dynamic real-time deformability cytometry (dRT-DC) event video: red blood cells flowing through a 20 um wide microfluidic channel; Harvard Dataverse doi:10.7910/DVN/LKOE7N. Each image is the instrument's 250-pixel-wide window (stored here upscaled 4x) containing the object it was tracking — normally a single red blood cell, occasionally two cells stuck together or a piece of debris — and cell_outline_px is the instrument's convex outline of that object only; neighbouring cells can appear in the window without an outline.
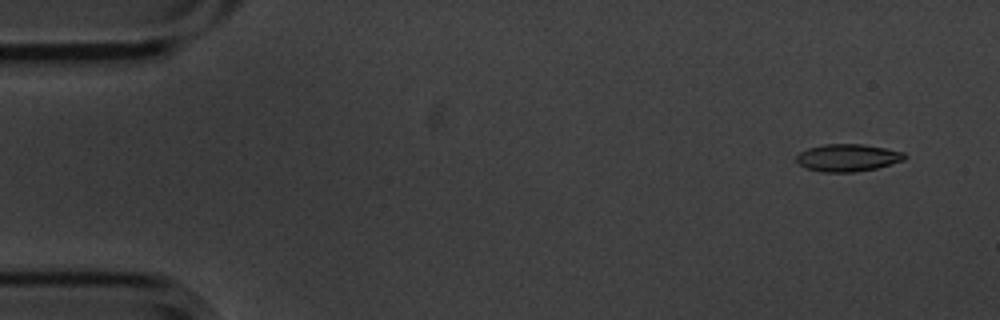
{"species": "common noctule bat (a hibernating species)", "species_latin": "Nyctalus noctula", "temperature_condition": "cold", "stored_images_in_passage": 5, "camera_frame_rate_fps": 3000, "um_per_image_px": 0.085, "animal": {"sex": "male", "body_mass_g": 20.1, "forearm_length_mm": 53.5}, "frame": {"image": 1, "passage_image": 2, "time_ms": 0.333, "image_size_px": [1000, 320], "cell_outline_px": [[904, 160], [876, 168], [856, 172], [820, 172], [804, 168], [796, 160], [796, 156], [800, 152], [808, 148], [824, 144], [860, 144], [884, 148], [904, 152]], "centroid_in_image_um": [72.0, 13.41], "position_along_channel_um": 13.0, "area_um2": 17.17}}